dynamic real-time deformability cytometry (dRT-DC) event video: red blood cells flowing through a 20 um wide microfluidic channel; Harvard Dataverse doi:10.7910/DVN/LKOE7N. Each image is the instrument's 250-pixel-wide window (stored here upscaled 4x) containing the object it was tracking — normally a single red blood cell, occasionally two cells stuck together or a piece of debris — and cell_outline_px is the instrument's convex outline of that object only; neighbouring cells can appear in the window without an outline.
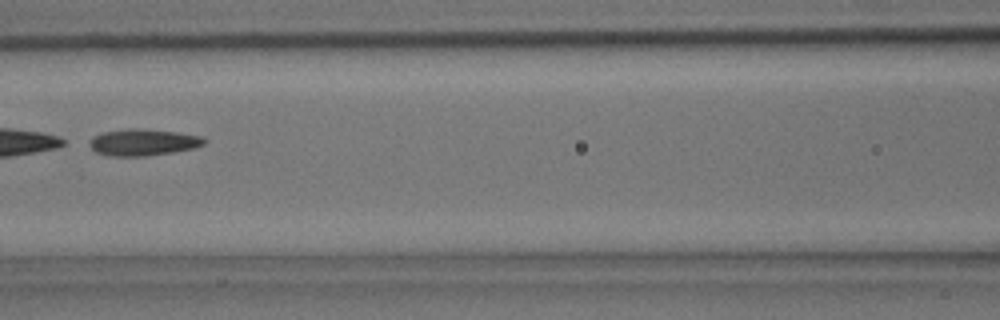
{"species": "common noctule bat (a hibernating species)", "species_latin": "Nyctalus noctula", "temperature_condition": "room temperature", "stored_images_in_passage": 44, "segment_of_instrument_passage": [2, 2], "camera_frame_rate_fps": 3000, "um_per_image_px": 0.085, "animal": {"sex": "male", "body_mass_g": 15.6}, "frame": {"image": 1, "passage_image": 20, "time_ms": 6.333, "image_size_px": [1000, 320], "cell_outline_px": [[208, 140], [204, 144], [196, 148], [172, 152], [144, 156], [108, 156], [96, 152], [84, 144], [92, 136], [104, 132], [128, 128], [136, 128], [176, 132], [200, 136]], "centroid_in_image_um": [12.1, 12.1], "position_along_channel_um": 154.5, "area_um2": 18.03}}